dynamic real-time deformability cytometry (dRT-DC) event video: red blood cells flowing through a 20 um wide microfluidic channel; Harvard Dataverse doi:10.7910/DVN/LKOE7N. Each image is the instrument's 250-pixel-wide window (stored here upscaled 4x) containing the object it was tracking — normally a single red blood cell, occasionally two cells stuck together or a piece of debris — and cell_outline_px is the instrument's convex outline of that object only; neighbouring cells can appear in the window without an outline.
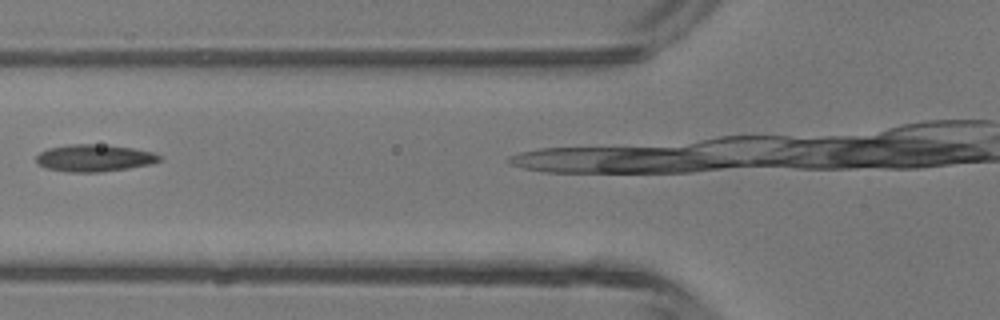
{"species": "common noctule bat (a hibernating species)", "species_latin": "Nyctalus noctula", "temperature_condition": "room temperature", "stored_images_in_passage": 2, "camera_frame_rate_fps": 3000, "um_per_image_px": 0.085, "animal": {"sex": "male", "body_mass_g": 13.3}, "frame": {"image": 1, "passage_image": 2, "time_ms": 0.333, "image_size_px": [1000, 320], "cell_outline_px": [[160, 160], [148, 164], [128, 168], [100, 172], [64, 172], [44, 168], [36, 160], [36, 156], [40, 152], [48, 148], [68, 144], [92, 144], [132, 148], [152, 152], [160, 156]], "centroid_in_image_um": [7.94, 13.44], "position_along_channel_um": 117.9, "area_um2": 19.25}}